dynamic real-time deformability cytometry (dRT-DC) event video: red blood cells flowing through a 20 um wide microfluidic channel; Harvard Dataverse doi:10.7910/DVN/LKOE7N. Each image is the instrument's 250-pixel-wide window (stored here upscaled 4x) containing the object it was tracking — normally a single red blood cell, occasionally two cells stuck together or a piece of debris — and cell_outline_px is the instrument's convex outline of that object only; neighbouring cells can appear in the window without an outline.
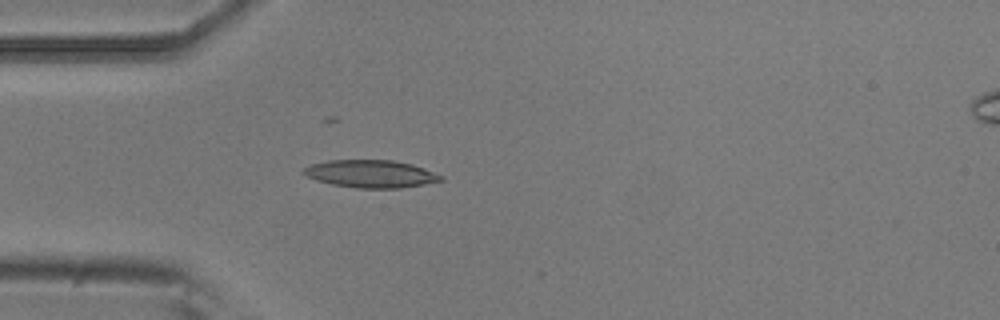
{"species": "common noctule bat (a hibernating species)", "species_latin": "Nyctalus noctula", "temperature_condition": "room temperature", "stored_images_in_passage": 5, "camera_frame_rate_fps": 3000, "um_per_image_px": 0.085, "animal": {"sex": "male", "body_mass_g": 20.5, "forearm_length_mm": 52.5}, "frame": {"image": 1, "passage_image": 5, "time_ms": 1.333, "image_size_px": [1000, 320], "cell_outline_px": [[444, 180], [424, 184], [400, 188], [356, 188], [332, 184], [316, 180], [308, 176], [304, 172], [304, 168], [308, 164], [328, 160], [392, 160], [412, 164], [424, 168], [444, 176]], "centroid_in_image_um": [31.54, 14.77], "position_along_channel_um": 53.5, "area_um2": 22.08}}